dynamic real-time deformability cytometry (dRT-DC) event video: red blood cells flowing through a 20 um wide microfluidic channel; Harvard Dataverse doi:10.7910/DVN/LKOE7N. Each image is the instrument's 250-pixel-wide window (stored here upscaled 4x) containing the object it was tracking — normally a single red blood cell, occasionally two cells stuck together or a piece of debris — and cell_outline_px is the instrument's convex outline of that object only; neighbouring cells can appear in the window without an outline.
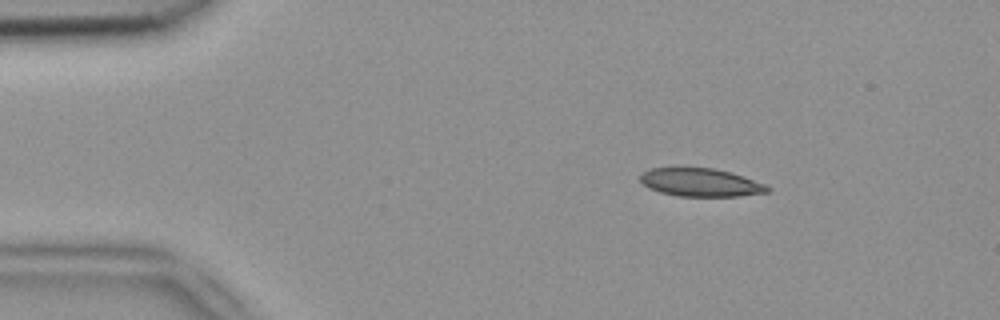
{"species": "common noctule bat (a hibernating species)", "species_latin": "Nyctalus noctula", "temperature_condition": "room temperature", "stored_images_in_passage": 4, "camera_frame_rate_fps": 3000, "um_per_image_px": 0.085, "animal": {"sex": "female", "body_mass_g": 18.4}, "frame": {"image": 1, "passage_image": 1, "time_ms": 0.0, "image_size_px": [1000, 320], "cell_outline_px": [[772, 188], [768, 192], [740, 196], [676, 196], [660, 192], [648, 188], [640, 180], [640, 176], [648, 168], [680, 164], [712, 168], [732, 172], [768, 184]], "centroid_in_image_um": [59.53, 15.45], "position_along_channel_um": 25.5, "area_um2": 21.96}}
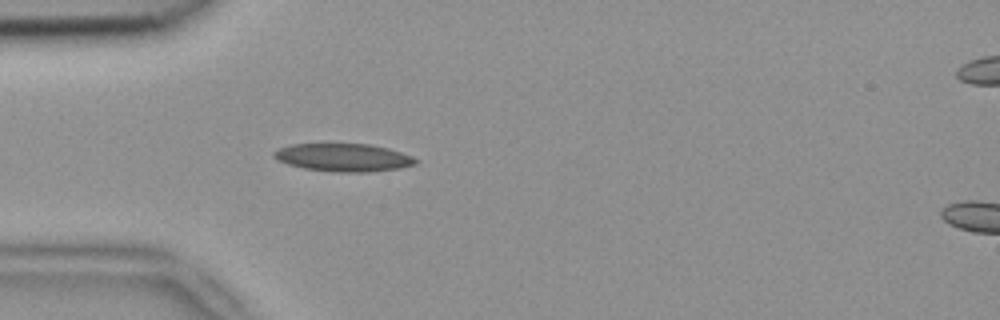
{"frame": {"image": 2, "passage_image": 3, "time_ms": 0.667, "image_size_px": [1000, 320], "cell_outline_px": [[420, 160], [416, 164], [400, 168], [368, 172], [336, 172], [304, 168], [288, 164], [272, 156], [272, 152], [280, 148], [292, 144], [368, 144], [388, 148], [412, 156]], "centroid_in_image_um": [29.22, 13.39], "position_along_channel_um": 55.8, "area_um2": 22.95}}